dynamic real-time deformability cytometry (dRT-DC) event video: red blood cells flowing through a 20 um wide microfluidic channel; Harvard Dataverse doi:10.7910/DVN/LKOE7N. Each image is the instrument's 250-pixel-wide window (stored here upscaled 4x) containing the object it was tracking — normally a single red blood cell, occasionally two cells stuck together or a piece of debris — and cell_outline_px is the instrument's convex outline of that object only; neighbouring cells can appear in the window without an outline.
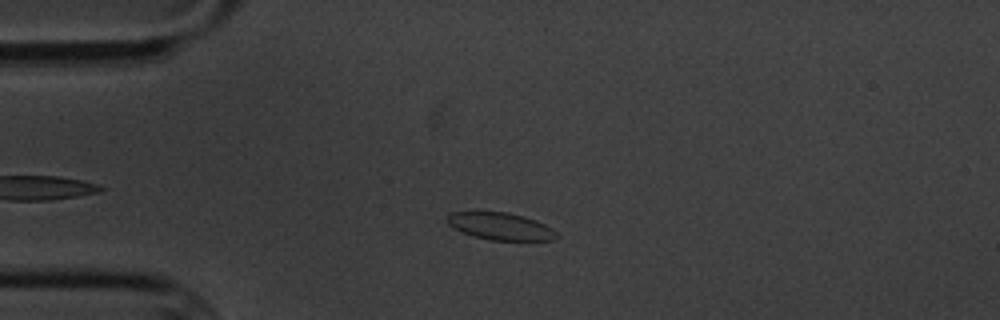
{"species": "common noctule bat (a hibernating species)", "species_latin": "Nyctalus noctula", "temperature_condition": "cold", "stored_images_in_passage": 4, "camera_frame_rate_fps": 3000, "um_per_image_px": 0.085, "animal": {"sex": "male", "body_mass_g": 20.1, "forearm_length_mm": 53.5}, "frame": {"image": 1, "passage_image": 3, "time_ms": 2.333, "image_size_px": [1000, 320], "cell_outline_px": [[560, 236], [552, 240], [488, 240], [464, 232], [448, 224], [444, 220], [448, 212], [508, 212], [524, 216], [536, 220], [552, 228]], "centroid_in_image_um": [42.54, 19.22], "position_along_channel_um": 42.5, "area_um2": 17.34}}